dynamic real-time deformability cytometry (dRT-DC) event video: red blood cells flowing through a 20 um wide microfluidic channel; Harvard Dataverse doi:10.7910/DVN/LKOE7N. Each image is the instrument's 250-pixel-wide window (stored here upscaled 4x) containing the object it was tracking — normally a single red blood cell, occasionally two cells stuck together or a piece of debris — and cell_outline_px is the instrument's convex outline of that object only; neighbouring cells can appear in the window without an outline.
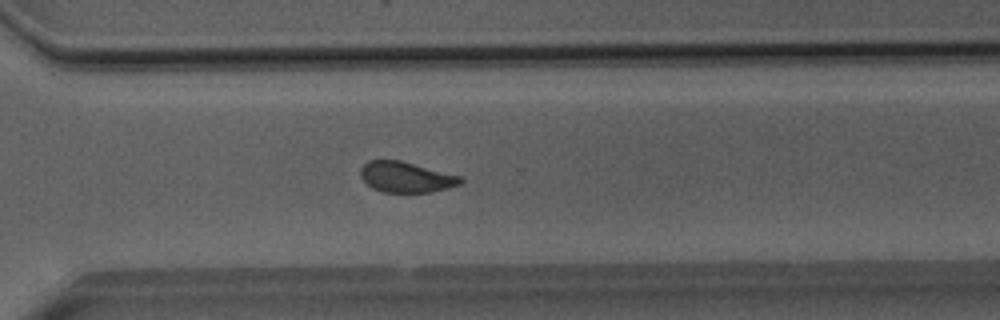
{"species": "Egyptian fruit bat (a non-hibernating species)", "species_latin": "Rousettus aegyptiacus", "temperature_condition": "room temperature", "stored_images_in_passage": 43, "camera_frame_rate_fps": 3000, "um_per_image_px": 0.085, "animal": {"sex": "male"}, "frame": {"image": 1, "passage_image": 36, "time_ms": 11.667, "image_size_px": [1000, 320], "cell_outline_px": [[464, 180], [460, 184], [448, 188], [432, 192], [384, 192], [372, 188], [360, 176], [360, 168], [368, 160], [400, 160], [464, 176]], "centroid_in_image_um": [34.56, 15.04], "position_along_channel_um": 336.0, "area_um2": 18.03}, "authors_computed_cell_mechanics": {"area_um2": 19.363, "velocity_mm_per_s": 4.0202, "shape_relaxation_time_tau1_ms": 10.4183, "shape_relaxation_time_tau2_ms": 1.4465, "deformation_change_tau1": 0.175, "deformation_change_tau2": 0.0658}}